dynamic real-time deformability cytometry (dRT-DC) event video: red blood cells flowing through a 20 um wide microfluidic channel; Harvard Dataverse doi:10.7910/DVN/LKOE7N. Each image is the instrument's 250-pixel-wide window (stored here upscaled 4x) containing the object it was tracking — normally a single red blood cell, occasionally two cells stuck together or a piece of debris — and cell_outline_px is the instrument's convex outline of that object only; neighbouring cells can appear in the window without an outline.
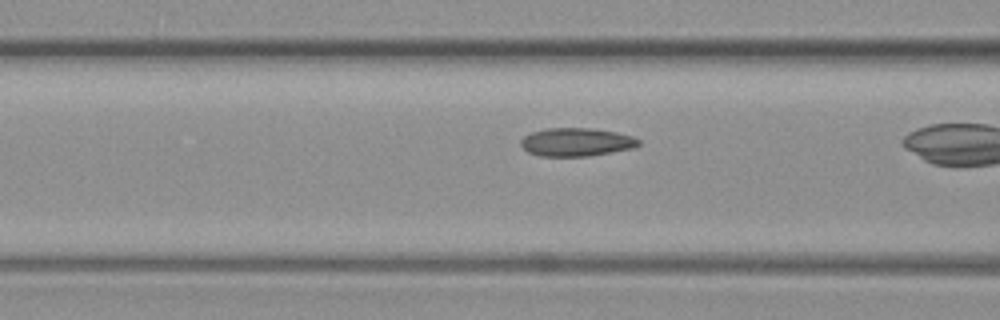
{"species": "common noctule bat (a hibernating species)", "species_latin": "Nyctalus noctula", "temperature_condition": "warm", "stored_images_in_passage": 46, "camera_frame_rate_fps": 3000, "um_per_image_px": 0.085, "animal": {"sex": "female", "body_mass_g": 19.3, "forearm_length_mm": 54.1}, "frame": {"image": 1, "passage_image": 23, "time_ms": 7.333, "image_size_px": [1000, 320], "cell_outline_px": [[640, 144], [632, 148], [588, 156], [540, 156], [528, 152], [520, 144], [520, 140], [524, 136], [532, 132], [544, 128], [592, 128], [616, 132], [632, 136], [640, 140]], "centroid_in_image_um": [48.97, 12.07], "position_along_channel_um": 117.6, "area_um2": 19.36}}
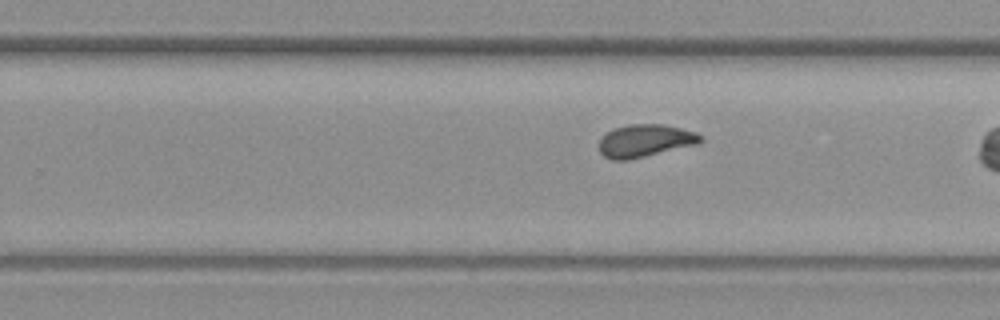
{"frame": {"image": 2, "passage_image": 37, "time_ms": 12.0, "image_size_px": [1000, 320], "cell_outline_px": [[704, 140], [700, 144], [628, 160], [612, 160], [604, 156], [600, 152], [600, 140], [612, 128], [628, 124], [664, 124], [696, 132], [704, 136]], "centroid_in_image_um": [54.89, 11.96], "position_along_channel_um": 274.9, "area_um2": 19.48}}
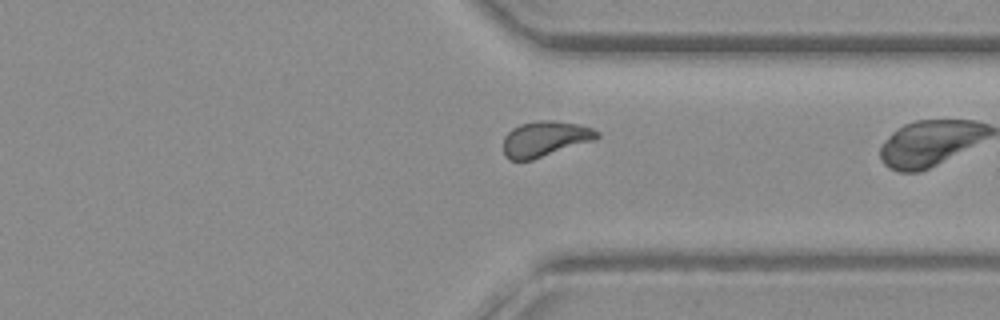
{"frame": {"image": 3, "passage_image": 45, "time_ms": 14.667, "image_size_px": [1000, 320], "cell_outline_px": [[600, 136], [596, 140], [532, 160], [508, 160], [504, 156], [504, 136], [512, 128], [520, 124], [540, 120], [556, 120], [580, 124], [592, 128], [600, 132]], "centroid_in_image_um": [46.35, 11.8], "position_along_channel_um": 365.0, "area_um2": 19.65}}